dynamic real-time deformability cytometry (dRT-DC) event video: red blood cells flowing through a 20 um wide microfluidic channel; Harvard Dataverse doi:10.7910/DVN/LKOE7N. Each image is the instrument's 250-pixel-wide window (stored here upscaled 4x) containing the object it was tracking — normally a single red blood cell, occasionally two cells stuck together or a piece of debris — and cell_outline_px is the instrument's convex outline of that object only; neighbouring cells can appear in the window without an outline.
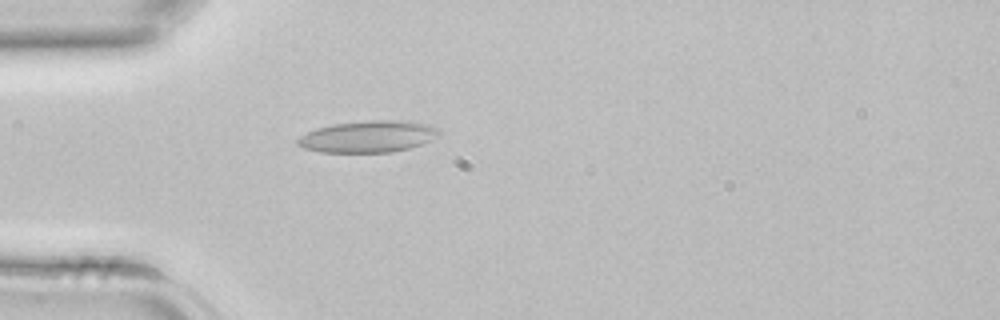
{"species": "common noctule bat (a hibernating species)", "species_latin": "Nyctalus noctula", "temperature_condition": "room temperature", "stored_images_in_passage": 33, "camera_frame_rate_fps": 3000, "um_per_image_px": 0.085, "animal": {"sex": "female", "body_mass_g": 22.7, "forearm_length_mm": 54.2}, "frame": {"image": 1, "passage_image": 3, "time_ms": 0.667, "image_size_px": [1000, 320], "cell_outline_px": [[440, 132], [432, 140], [408, 148], [392, 152], [320, 152], [304, 148], [296, 144], [296, 140], [300, 136], [316, 128], [332, 124], [368, 120], [404, 120], [428, 124], [440, 128]], "centroid_in_image_um": [31.29, 11.6], "position_along_channel_um": 53.7, "area_um2": 26.18}}
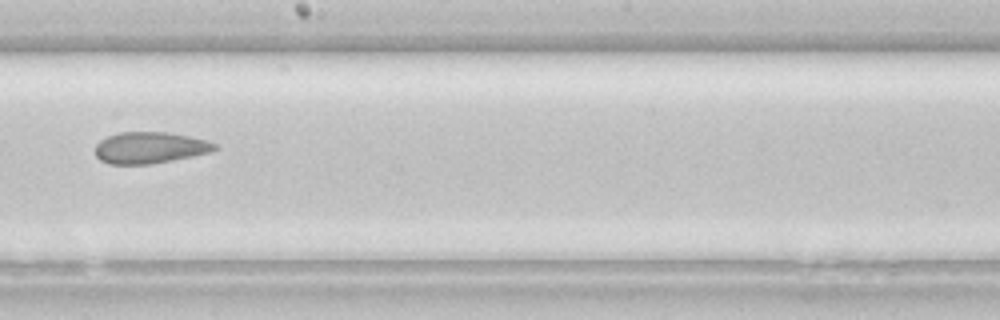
{"frame": {"image": 2, "passage_image": 15, "time_ms": 4.667, "image_size_px": [1000, 320], "cell_outline_px": [[220, 148], [212, 152], [152, 164], [108, 164], [100, 160], [96, 156], [96, 144], [100, 140], [108, 136], [120, 132], [168, 132], [208, 140], [216, 144]], "centroid_in_image_um": [12.76, 12.55], "position_along_channel_um": 235.4, "area_um2": 22.02}}
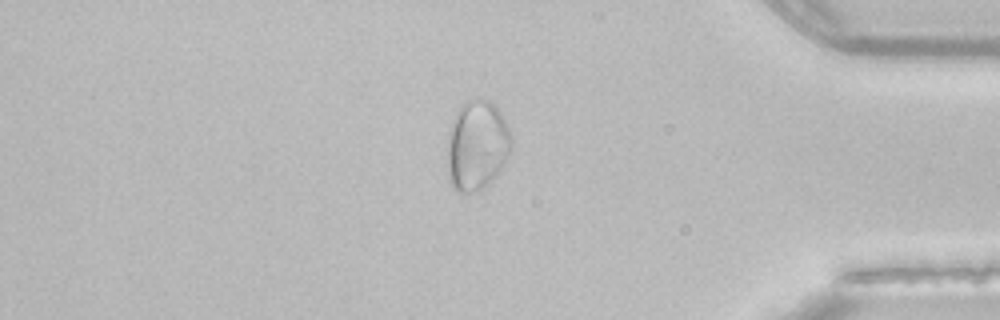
{"frame": {"image": 3, "passage_image": 27, "time_ms": 8.667, "image_size_px": [1000, 320], "cell_outline_px": [[512, 148], [504, 164], [496, 176], [484, 188], [472, 192], [460, 192], [452, 188], [448, 176], [448, 140], [452, 124], [460, 104], [468, 100], [488, 100], [496, 104], [512, 136]], "centroid_in_image_um": [40.56, 12.37], "position_along_channel_um": 394.6, "area_um2": 33.47}}